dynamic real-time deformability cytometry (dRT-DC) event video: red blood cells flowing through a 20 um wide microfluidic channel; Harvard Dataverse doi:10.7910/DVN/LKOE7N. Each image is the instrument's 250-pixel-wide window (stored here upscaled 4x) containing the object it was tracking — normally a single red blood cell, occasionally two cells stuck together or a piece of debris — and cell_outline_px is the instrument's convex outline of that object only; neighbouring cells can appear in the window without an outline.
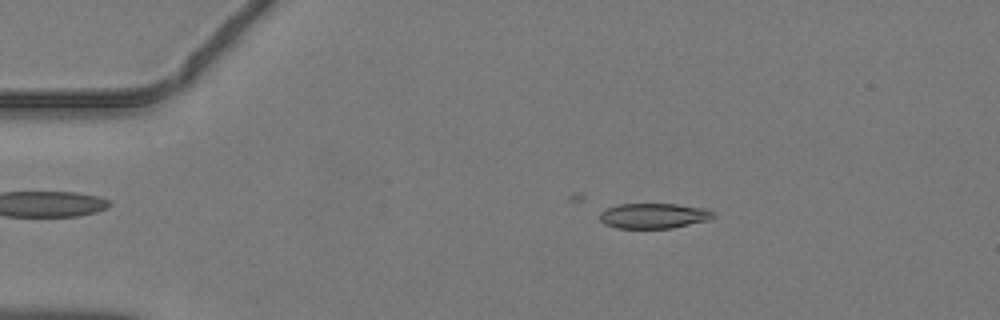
{"species": "common noctule bat (a hibernating species)", "species_latin": "Nyctalus noctula", "temperature_condition": "warm", "stored_images_in_passage": 11, "camera_frame_rate_fps": 3000, "um_per_image_px": 0.085, "animal": {"sex": "male", "body_mass_g": 19.2, "forearm_length_mm": 51.8}, "frame": {"image": 1, "passage_image": 4, "time_ms": 1.0, "image_size_px": [1000, 320], "cell_outline_px": [[716, 216], [708, 220], [672, 228], [616, 228], [604, 224], [600, 220], [600, 212], [608, 208], [620, 204], [676, 204], [704, 208], [712, 212]], "centroid_in_image_um": [55.55, 18.35], "position_along_channel_um": 29.5, "area_um2": 16.59}}
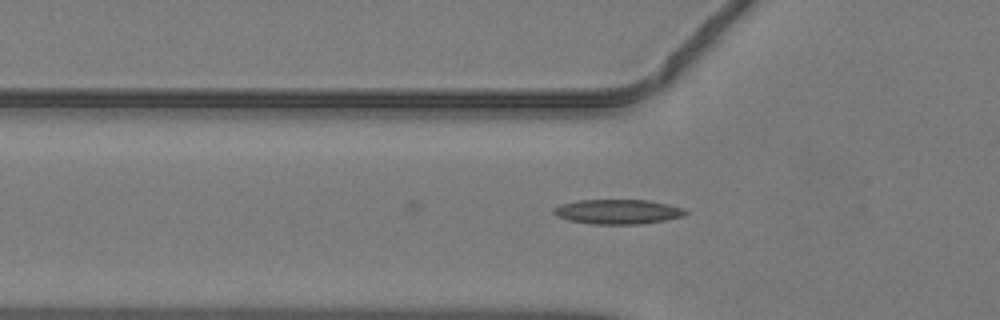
{"frame": {"image": 2, "passage_image": 11, "time_ms": 3.333, "image_size_px": [1000, 320], "cell_outline_px": [[688, 212], [684, 216], [664, 220], [640, 224], [592, 224], [568, 220], [556, 216], [552, 212], [552, 208], [560, 204], [576, 200], [648, 200], [668, 204], [684, 208]], "centroid_in_image_um": [52.48, 17.99], "position_along_channel_um": 73.3, "area_um2": 19.07}}